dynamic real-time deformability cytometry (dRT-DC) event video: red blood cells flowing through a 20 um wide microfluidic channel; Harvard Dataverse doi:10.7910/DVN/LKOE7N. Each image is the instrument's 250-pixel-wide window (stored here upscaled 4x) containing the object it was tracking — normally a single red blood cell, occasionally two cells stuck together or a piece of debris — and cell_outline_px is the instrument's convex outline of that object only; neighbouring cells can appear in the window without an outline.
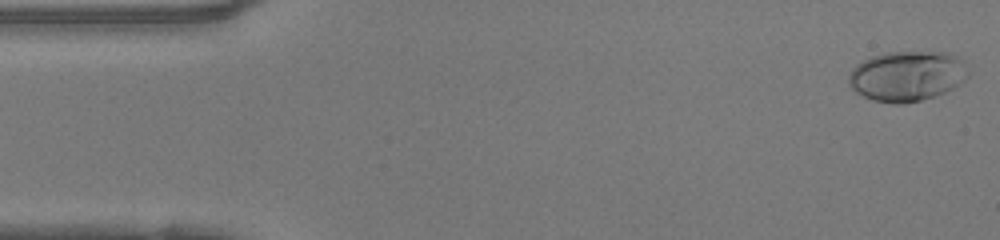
{"species": "human", "species_latin": "Homo sapiens", "temperature_condition": "warm", "stored_images_in_passage": 48, "camera_frame_rate_fps": 3000, "um_per_image_px": 0.085, "donor": {"sex": "female"}, "frame": {"image": 1, "passage_image": 1, "time_ms": 0.0, "image_size_px": [1000, 240], "cell_outline_px": [[968, 76], [960, 84], [936, 96], [920, 100], [900, 104], [892, 104], [872, 100], [856, 92], [848, 84], [848, 76], [852, 68], [856, 64], [872, 56], [884, 52], [952, 52], [964, 60], [968, 72]], "centroid_in_image_um": [77.1, 6.45], "position_along_channel_um": 7.9, "area_um2": 35.32}}
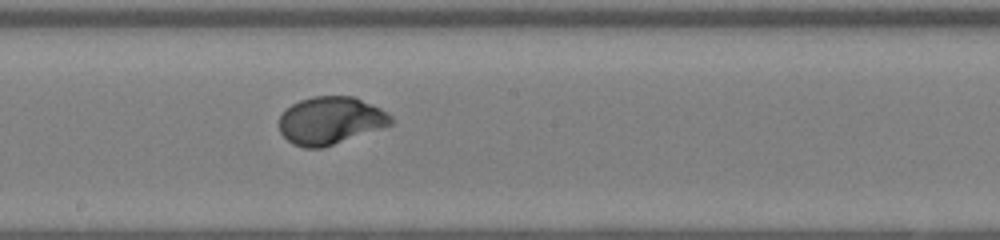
{"frame": {"image": 2, "passage_image": 25, "time_ms": 8.0, "image_size_px": [1000, 240], "cell_outline_px": [[392, 124], [324, 148], [304, 148], [292, 144], [280, 132], [280, 116], [292, 104], [300, 100], [312, 96], [352, 96], [380, 108], [388, 112], [392, 116]], "centroid_in_image_um": [28.08, 10.25], "position_along_channel_um": 220.1, "area_um2": 30.87}}
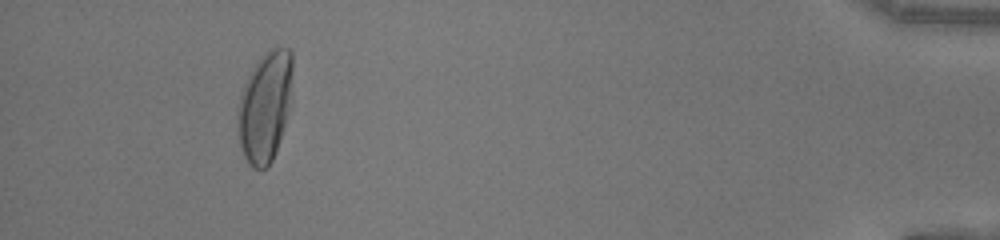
{"frame": {"image": 3, "passage_image": 44, "time_ms": 14.333, "image_size_px": [1000, 240], "cell_outline_px": [[292, 68], [288, 112], [276, 152], [268, 168], [252, 168], [248, 164], [244, 156], [240, 144], [236, 128], [240, 96], [244, 84], [256, 64], [268, 48], [288, 48], [292, 52]], "centroid_in_image_um": [22.51, 9.09], "position_along_channel_um": 412.7, "area_um2": 34.91}, "authors_computed_cell_mechanics": {"area_um2": 31.0964, "velocity_mm_per_s": 4.1847, "shape_relaxation_time_tau1_ms": 3.543, "shape_relaxation_time_tau2_ms": null, "deformation_change_tau1": 0.2102, "deformation_change_tau2": null}}